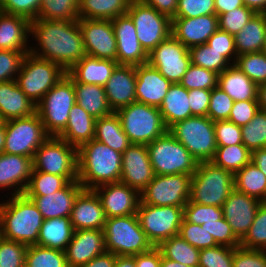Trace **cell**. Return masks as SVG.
<instances>
[{
    "instance_id": "cell-1",
    "label": "cell",
    "mask_w": 266,
    "mask_h": 267,
    "mask_svg": "<svg viewBox=\"0 0 266 267\" xmlns=\"http://www.w3.org/2000/svg\"><path fill=\"white\" fill-rule=\"evenodd\" d=\"M31 36L39 46L31 45L29 53L59 64L66 72L86 55L78 20L35 19Z\"/></svg>"
},
{
    "instance_id": "cell-2",
    "label": "cell",
    "mask_w": 266,
    "mask_h": 267,
    "mask_svg": "<svg viewBox=\"0 0 266 267\" xmlns=\"http://www.w3.org/2000/svg\"><path fill=\"white\" fill-rule=\"evenodd\" d=\"M122 153L92 139L78 148V182L84 189L120 182Z\"/></svg>"
},
{
    "instance_id": "cell-3",
    "label": "cell",
    "mask_w": 266,
    "mask_h": 267,
    "mask_svg": "<svg viewBox=\"0 0 266 267\" xmlns=\"http://www.w3.org/2000/svg\"><path fill=\"white\" fill-rule=\"evenodd\" d=\"M7 198L0 202V236L27 246L36 245L42 214L25 194Z\"/></svg>"
},
{
    "instance_id": "cell-4",
    "label": "cell",
    "mask_w": 266,
    "mask_h": 267,
    "mask_svg": "<svg viewBox=\"0 0 266 267\" xmlns=\"http://www.w3.org/2000/svg\"><path fill=\"white\" fill-rule=\"evenodd\" d=\"M234 189V175L231 172L211 161L199 162L191 176L189 200L202 205L222 207Z\"/></svg>"
},
{
    "instance_id": "cell-5",
    "label": "cell",
    "mask_w": 266,
    "mask_h": 267,
    "mask_svg": "<svg viewBox=\"0 0 266 267\" xmlns=\"http://www.w3.org/2000/svg\"><path fill=\"white\" fill-rule=\"evenodd\" d=\"M105 248L118 256H134L150 250L153 245L142 230L137 214L106 218Z\"/></svg>"
},
{
    "instance_id": "cell-6",
    "label": "cell",
    "mask_w": 266,
    "mask_h": 267,
    "mask_svg": "<svg viewBox=\"0 0 266 267\" xmlns=\"http://www.w3.org/2000/svg\"><path fill=\"white\" fill-rule=\"evenodd\" d=\"M131 144L148 145L168 131L158 107L133 102L116 111Z\"/></svg>"
},
{
    "instance_id": "cell-7",
    "label": "cell",
    "mask_w": 266,
    "mask_h": 267,
    "mask_svg": "<svg viewBox=\"0 0 266 267\" xmlns=\"http://www.w3.org/2000/svg\"><path fill=\"white\" fill-rule=\"evenodd\" d=\"M65 75L66 71L59 64L28 53L23 58L15 81L22 92L37 105Z\"/></svg>"
},
{
    "instance_id": "cell-8",
    "label": "cell",
    "mask_w": 266,
    "mask_h": 267,
    "mask_svg": "<svg viewBox=\"0 0 266 267\" xmlns=\"http://www.w3.org/2000/svg\"><path fill=\"white\" fill-rule=\"evenodd\" d=\"M75 103L73 78L66 72V75L36 105V112L49 136H58L65 129L70 110Z\"/></svg>"
},
{
    "instance_id": "cell-9",
    "label": "cell",
    "mask_w": 266,
    "mask_h": 267,
    "mask_svg": "<svg viewBox=\"0 0 266 267\" xmlns=\"http://www.w3.org/2000/svg\"><path fill=\"white\" fill-rule=\"evenodd\" d=\"M168 131L198 163L213 159L217 149L215 128L214 121L207 116H192L178 121Z\"/></svg>"
},
{
    "instance_id": "cell-10",
    "label": "cell",
    "mask_w": 266,
    "mask_h": 267,
    "mask_svg": "<svg viewBox=\"0 0 266 267\" xmlns=\"http://www.w3.org/2000/svg\"><path fill=\"white\" fill-rule=\"evenodd\" d=\"M155 175H193L198 161L169 131L147 145Z\"/></svg>"
},
{
    "instance_id": "cell-11",
    "label": "cell",
    "mask_w": 266,
    "mask_h": 267,
    "mask_svg": "<svg viewBox=\"0 0 266 267\" xmlns=\"http://www.w3.org/2000/svg\"><path fill=\"white\" fill-rule=\"evenodd\" d=\"M33 170L78 180V148L57 136H49L36 150Z\"/></svg>"
},
{
    "instance_id": "cell-12",
    "label": "cell",
    "mask_w": 266,
    "mask_h": 267,
    "mask_svg": "<svg viewBox=\"0 0 266 267\" xmlns=\"http://www.w3.org/2000/svg\"><path fill=\"white\" fill-rule=\"evenodd\" d=\"M5 146L3 153L34 158L36 150L49 135L38 113L5 121Z\"/></svg>"
},
{
    "instance_id": "cell-13",
    "label": "cell",
    "mask_w": 266,
    "mask_h": 267,
    "mask_svg": "<svg viewBox=\"0 0 266 267\" xmlns=\"http://www.w3.org/2000/svg\"><path fill=\"white\" fill-rule=\"evenodd\" d=\"M184 206H153L140 200L137 217L142 230L153 246L179 235Z\"/></svg>"
},
{
    "instance_id": "cell-14",
    "label": "cell",
    "mask_w": 266,
    "mask_h": 267,
    "mask_svg": "<svg viewBox=\"0 0 266 267\" xmlns=\"http://www.w3.org/2000/svg\"><path fill=\"white\" fill-rule=\"evenodd\" d=\"M127 14L133 20L137 38L148 54L171 35V19L141 0H132Z\"/></svg>"
},
{
    "instance_id": "cell-15",
    "label": "cell",
    "mask_w": 266,
    "mask_h": 267,
    "mask_svg": "<svg viewBox=\"0 0 266 267\" xmlns=\"http://www.w3.org/2000/svg\"><path fill=\"white\" fill-rule=\"evenodd\" d=\"M189 174L155 175L140 193L141 201L153 206H185L190 198Z\"/></svg>"
},
{
    "instance_id": "cell-16",
    "label": "cell",
    "mask_w": 266,
    "mask_h": 267,
    "mask_svg": "<svg viewBox=\"0 0 266 267\" xmlns=\"http://www.w3.org/2000/svg\"><path fill=\"white\" fill-rule=\"evenodd\" d=\"M147 63L172 84L180 83L191 64L189 49L170 35L148 54Z\"/></svg>"
},
{
    "instance_id": "cell-17",
    "label": "cell",
    "mask_w": 266,
    "mask_h": 267,
    "mask_svg": "<svg viewBox=\"0 0 266 267\" xmlns=\"http://www.w3.org/2000/svg\"><path fill=\"white\" fill-rule=\"evenodd\" d=\"M85 54L117 62V42L111 20L79 18Z\"/></svg>"
},
{
    "instance_id": "cell-18",
    "label": "cell",
    "mask_w": 266,
    "mask_h": 267,
    "mask_svg": "<svg viewBox=\"0 0 266 267\" xmlns=\"http://www.w3.org/2000/svg\"><path fill=\"white\" fill-rule=\"evenodd\" d=\"M154 176L147 145L131 144L122 153L120 182L141 193Z\"/></svg>"
},
{
    "instance_id": "cell-19",
    "label": "cell",
    "mask_w": 266,
    "mask_h": 267,
    "mask_svg": "<svg viewBox=\"0 0 266 267\" xmlns=\"http://www.w3.org/2000/svg\"><path fill=\"white\" fill-rule=\"evenodd\" d=\"M93 190L101 201L106 218L137 213L141 196L136 189L116 182L100 185Z\"/></svg>"
},
{
    "instance_id": "cell-20",
    "label": "cell",
    "mask_w": 266,
    "mask_h": 267,
    "mask_svg": "<svg viewBox=\"0 0 266 267\" xmlns=\"http://www.w3.org/2000/svg\"><path fill=\"white\" fill-rule=\"evenodd\" d=\"M117 42V63L119 65H142L148 62V53L137 38L133 20L128 14L111 20Z\"/></svg>"
},
{
    "instance_id": "cell-21",
    "label": "cell",
    "mask_w": 266,
    "mask_h": 267,
    "mask_svg": "<svg viewBox=\"0 0 266 267\" xmlns=\"http://www.w3.org/2000/svg\"><path fill=\"white\" fill-rule=\"evenodd\" d=\"M262 202L234 189L224 202L223 217L230 225L232 232L241 241L248 233L255 214Z\"/></svg>"
},
{
    "instance_id": "cell-22",
    "label": "cell",
    "mask_w": 266,
    "mask_h": 267,
    "mask_svg": "<svg viewBox=\"0 0 266 267\" xmlns=\"http://www.w3.org/2000/svg\"><path fill=\"white\" fill-rule=\"evenodd\" d=\"M218 29V16L216 14L171 19V35L188 49L206 44Z\"/></svg>"
},
{
    "instance_id": "cell-23",
    "label": "cell",
    "mask_w": 266,
    "mask_h": 267,
    "mask_svg": "<svg viewBox=\"0 0 266 267\" xmlns=\"http://www.w3.org/2000/svg\"><path fill=\"white\" fill-rule=\"evenodd\" d=\"M105 252L103 229L74 231L72 239L65 250L68 267H81Z\"/></svg>"
},
{
    "instance_id": "cell-24",
    "label": "cell",
    "mask_w": 266,
    "mask_h": 267,
    "mask_svg": "<svg viewBox=\"0 0 266 267\" xmlns=\"http://www.w3.org/2000/svg\"><path fill=\"white\" fill-rule=\"evenodd\" d=\"M33 158L17 154H0V190L12 188L11 196L24 194L30 182Z\"/></svg>"
},
{
    "instance_id": "cell-25",
    "label": "cell",
    "mask_w": 266,
    "mask_h": 267,
    "mask_svg": "<svg viewBox=\"0 0 266 267\" xmlns=\"http://www.w3.org/2000/svg\"><path fill=\"white\" fill-rule=\"evenodd\" d=\"M113 112L136 101V73L133 65H118L104 85Z\"/></svg>"
},
{
    "instance_id": "cell-26",
    "label": "cell",
    "mask_w": 266,
    "mask_h": 267,
    "mask_svg": "<svg viewBox=\"0 0 266 267\" xmlns=\"http://www.w3.org/2000/svg\"><path fill=\"white\" fill-rule=\"evenodd\" d=\"M74 231L104 229L106 216L93 189H83L77 196L70 215Z\"/></svg>"
},
{
    "instance_id": "cell-27",
    "label": "cell",
    "mask_w": 266,
    "mask_h": 267,
    "mask_svg": "<svg viewBox=\"0 0 266 267\" xmlns=\"http://www.w3.org/2000/svg\"><path fill=\"white\" fill-rule=\"evenodd\" d=\"M136 101L160 107L172 83L148 63L135 66Z\"/></svg>"
},
{
    "instance_id": "cell-28",
    "label": "cell",
    "mask_w": 266,
    "mask_h": 267,
    "mask_svg": "<svg viewBox=\"0 0 266 267\" xmlns=\"http://www.w3.org/2000/svg\"><path fill=\"white\" fill-rule=\"evenodd\" d=\"M84 188L77 181H70L64 188L43 196H27L31 199L43 219L70 217L74 202Z\"/></svg>"
},
{
    "instance_id": "cell-29",
    "label": "cell",
    "mask_w": 266,
    "mask_h": 267,
    "mask_svg": "<svg viewBox=\"0 0 266 267\" xmlns=\"http://www.w3.org/2000/svg\"><path fill=\"white\" fill-rule=\"evenodd\" d=\"M31 21L22 16L0 11V50L29 53Z\"/></svg>"
},
{
    "instance_id": "cell-30",
    "label": "cell",
    "mask_w": 266,
    "mask_h": 267,
    "mask_svg": "<svg viewBox=\"0 0 266 267\" xmlns=\"http://www.w3.org/2000/svg\"><path fill=\"white\" fill-rule=\"evenodd\" d=\"M119 64L110 59H98L85 55L67 73L77 82L104 86Z\"/></svg>"
},
{
    "instance_id": "cell-31",
    "label": "cell",
    "mask_w": 266,
    "mask_h": 267,
    "mask_svg": "<svg viewBox=\"0 0 266 267\" xmlns=\"http://www.w3.org/2000/svg\"><path fill=\"white\" fill-rule=\"evenodd\" d=\"M34 113L36 104L22 92L15 80L0 83V114L5 121Z\"/></svg>"
},
{
    "instance_id": "cell-32",
    "label": "cell",
    "mask_w": 266,
    "mask_h": 267,
    "mask_svg": "<svg viewBox=\"0 0 266 267\" xmlns=\"http://www.w3.org/2000/svg\"><path fill=\"white\" fill-rule=\"evenodd\" d=\"M95 123L96 119L75 103L70 110L65 129L57 137L79 148L94 139Z\"/></svg>"
},
{
    "instance_id": "cell-33",
    "label": "cell",
    "mask_w": 266,
    "mask_h": 267,
    "mask_svg": "<svg viewBox=\"0 0 266 267\" xmlns=\"http://www.w3.org/2000/svg\"><path fill=\"white\" fill-rule=\"evenodd\" d=\"M218 87L234 101L258 100V86L235 65L218 74Z\"/></svg>"
},
{
    "instance_id": "cell-34",
    "label": "cell",
    "mask_w": 266,
    "mask_h": 267,
    "mask_svg": "<svg viewBox=\"0 0 266 267\" xmlns=\"http://www.w3.org/2000/svg\"><path fill=\"white\" fill-rule=\"evenodd\" d=\"M237 56L264 51L266 45V18L256 13L234 36Z\"/></svg>"
},
{
    "instance_id": "cell-35",
    "label": "cell",
    "mask_w": 266,
    "mask_h": 267,
    "mask_svg": "<svg viewBox=\"0 0 266 267\" xmlns=\"http://www.w3.org/2000/svg\"><path fill=\"white\" fill-rule=\"evenodd\" d=\"M159 110L167 128L178 121L192 117L188 90L180 83L172 84Z\"/></svg>"
},
{
    "instance_id": "cell-36",
    "label": "cell",
    "mask_w": 266,
    "mask_h": 267,
    "mask_svg": "<svg viewBox=\"0 0 266 267\" xmlns=\"http://www.w3.org/2000/svg\"><path fill=\"white\" fill-rule=\"evenodd\" d=\"M74 229L70 217H56L43 220L37 245L65 251Z\"/></svg>"
},
{
    "instance_id": "cell-37",
    "label": "cell",
    "mask_w": 266,
    "mask_h": 267,
    "mask_svg": "<svg viewBox=\"0 0 266 267\" xmlns=\"http://www.w3.org/2000/svg\"><path fill=\"white\" fill-rule=\"evenodd\" d=\"M76 103L95 119L113 113L108 104L104 86L77 83L73 79Z\"/></svg>"
},
{
    "instance_id": "cell-38",
    "label": "cell",
    "mask_w": 266,
    "mask_h": 267,
    "mask_svg": "<svg viewBox=\"0 0 266 267\" xmlns=\"http://www.w3.org/2000/svg\"><path fill=\"white\" fill-rule=\"evenodd\" d=\"M94 139L119 153H123L131 145L116 112L96 119Z\"/></svg>"
},
{
    "instance_id": "cell-39",
    "label": "cell",
    "mask_w": 266,
    "mask_h": 267,
    "mask_svg": "<svg viewBox=\"0 0 266 267\" xmlns=\"http://www.w3.org/2000/svg\"><path fill=\"white\" fill-rule=\"evenodd\" d=\"M132 0H79L78 16L86 19L113 20L127 14Z\"/></svg>"
},
{
    "instance_id": "cell-40",
    "label": "cell",
    "mask_w": 266,
    "mask_h": 267,
    "mask_svg": "<svg viewBox=\"0 0 266 267\" xmlns=\"http://www.w3.org/2000/svg\"><path fill=\"white\" fill-rule=\"evenodd\" d=\"M234 184L237 191L266 202V177L253 162L234 175Z\"/></svg>"
},
{
    "instance_id": "cell-41",
    "label": "cell",
    "mask_w": 266,
    "mask_h": 267,
    "mask_svg": "<svg viewBox=\"0 0 266 267\" xmlns=\"http://www.w3.org/2000/svg\"><path fill=\"white\" fill-rule=\"evenodd\" d=\"M157 247L164 258L190 267H198L200 250L189 244L180 235L162 241Z\"/></svg>"
},
{
    "instance_id": "cell-42",
    "label": "cell",
    "mask_w": 266,
    "mask_h": 267,
    "mask_svg": "<svg viewBox=\"0 0 266 267\" xmlns=\"http://www.w3.org/2000/svg\"><path fill=\"white\" fill-rule=\"evenodd\" d=\"M252 152L244 144L217 146L211 162L235 175L251 162Z\"/></svg>"
},
{
    "instance_id": "cell-43",
    "label": "cell",
    "mask_w": 266,
    "mask_h": 267,
    "mask_svg": "<svg viewBox=\"0 0 266 267\" xmlns=\"http://www.w3.org/2000/svg\"><path fill=\"white\" fill-rule=\"evenodd\" d=\"M25 267H68L65 251L31 245L25 254Z\"/></svg>"
},
{
    "instance_id": "cell-44",
    "label": "cell",
    "mask_w": 266,
    "mask_h": 267,
    "mask_svg": "<svg viewBox=\"0 0 266 267\" xmlns=\"http://www.w3.org/2000/svg\"><path fill=\"white\" fill-rule=\"evenodd\" d=\"M79 0H42L36 19L75 21Z\"/></svg>"
},
{
    "instance_id": "cell-45",
    "label": "cell",
    "mask_w": 266,
    "mask_h": 267,
    "mask_svg": "<svg viewBox=\"0 0 266 267\" xmlns=\"http://www.w3.org/2000/svg\"><path fill=\"white\" fill-rule=\"evenodd\" d=\"M190 60L193 65L212 70L221 74L232 64L207 43L189 48Z\"/></svg>"
},
{
    "instance_id": "cell-46",
    "label": "cell",
    "mask_w": 266,
    "mask_h": 267,
    "mask_svg": "<svg viewBox=\"0 0 266 267\" xmlns=\"http://www.w3.org/2000/svg\"><path fill=\"white\" fill-rule=\"evenodd\" d=\"M69 181L64 176L32 170L26 196H43L64 188Z\"/></svg>"
},
{
    "instance_id": "cell-47",
    "label": "cell",
    "mask_w": 266,
    "mask_h": 267,
    "mask_svg": "<svg viewBox=\"0 0 266 267\" xmlns=\"http://www.w3.org/2000/svg\"><path fill=\"white\" fill-rule=\"evenodd\" d=\"M234 65L257 86L266 83L265 51L238 55Z\"/></svg>"
},
{
    "instance_id": "cell-48",
    "label": "cell",
    "mask_w": 266,
    "mask_h": 267,
    "mask_svg": "<svg viewBox=\"0 0 266 267\" xmlns=\"http://www.w3.org/2000/svg\"><path fill=\"white\" fill-rule=\"evenodd\" d=\"M241 132L242 143L251 152L266 148V111L259 110L247 125L241 126Z\"/></svg>"
},
{
    "instance_id": "cell-49",
    "label": "cell",
    "mask_w": 266,
    "mask_h": 267,
    "mask_svg": "<svg viewBox=\"0 0 266 267\" xmlns=\"http://www.w3.org/2000/svg\"><path fill=\"white\" fill-rule=\"evenodd\" d=\"M240 246L266 251V202H262L258 207L254 221L248 233L240 241Z\"/></svg>"
},
{
    "instance_id": "cell-50",
    "label": "cell",
    "mask_w": 266,
    "mask_h": 267,
    "mask_svg": "<svg viewBox=\"0 0 266 267\" xmlns=\"http://www.w3.org/2000/svg\"><path fill=\"white\" fill-rule=\"evenodd\" d=\"M180 84L188 91L192 89L212 90L218 86V74L191 63Z\"/></svg>"
},
{
    "instance_id": "cell-51",
    "label": "cell",
    "mask_w": 266,
    "mask_h": 267,
    "mask_svg": "<svg viewBox=\"0 0 266 267\" xmlns=\"http://www.w3.org/2000/svg\"><path fill=\"white\" fill-rule=\"evenodd\" d=\"M223 217L222 207L202 205L190 200L183 208V219L186 222L202 225L215 222Z\"/></svg>"
},
{
    "instance_id": "cell-52",
    "label": "cell",
    "mask_w": 266,
    "mask_h": 267,
    "mask_svg": "<svg viewBox=\"0 0 266 267\" xmlns=\"http://www.w3.org/2000/svg\"><path fill=\"white\" fill-rule=\"evenodd\" d=\"M255 14L256 12L254 10L245 5L220 14L218 15L219 30L235 36Z\"/></svg>"
},
{
    "instance_id": "cell-53",
    "label": "cell",
    "mask_w": 266,
    "mask_h": 267,
    "mask_svg": "<svg viewBox=\"0 0 266 267\" xmlns=\"http://www.w3.org/2000/svg\"><path fill=\"white\" fill-rule=\"evenodd\" d=\"M234 249L221 245L202 249L198 267H233Z\"/></svg>"
},
{
    "instance_id": "cell-54",
    "label": "cell",
    "mask_w": 266,
    "mask_h": 267,
    "mask_svg": "<svg viewBox=\"0 0 266 267\" xmlns=\"http://www.w3.org/2000/svg\"><path fill=\"white\" fill-rule=\"evenodd\" d=\"M179 235L199 250L212 248L218 245L213 236L208 233L204 227L186 222L184 219L179 229Z\"/></svg>"
},
{
    "instance_id": "cell-55",
    "label": "cell",
    "mask_w": 266,
    "mask_h": 267,
    "mask_svg": "<svg viewBox=\"0 0 266 267\" xmlns=\"http://www.w3.org/2000/svg\"><path fill=\"white\" fill-rule=\"evenodd\" d=\"M27 247L0 236V267H25Z\"/></svg>"
},
{
    "instance_id": "cell-56",
    "label": "cell",
    "mask_w": 266,
    "mask_h": 267,
    "mask_svg": "<svg viewBox=\"0 0 266 267\" xmlns=\"http://www.w3.org/2000/svg\"><path fill=\"white\" fill-rule=\"evenodd\" d=\"M233 104L234 100L217 86L211 91L207 117L212 121L228 120Z\"/></svg>"
},
{
    "instance_id": "cell-57",
    "label": "cell",
    "mask_w": 266,
    "mask_h": 267,
    "mask_svg": "<svg viewBox=\"0 0 266 267\" xmlns=\"http://www.w3.org/2000/svg\"><path fill=\"white\" fill-rule=\"evenodd\" d=\"M41 3L42 0H0V11L33 21L38 16Z\"/></svg>"
},
{
    "instance_id": "cell-58",
    "label": "cell",
    "mask_w": 266,
    "mask_h": 267,
    "mask_svg": "<svg viewBox=\"0 0 266 267\" xmlns=\"http://www.w3.org/2000/svg\"><path fill=\"white\" fill-rule=\"evenodd\" d=\"M201 226L213 236L218 245L231 248L240 246V240L232 232L230 225L227 223V220L224 217L215 222H206Z\"/></svg>"
},
{
    "instance_id": "cell-59",
    "label": "cell",
    "mask_w": 266,
    "mask_h": 267,
    "mask_svg": "<svg viewBox=\"0 0 266 267\" xmlns=\"http://www.w3.org/2000/svg\"><path fill=\"white\" fill-rule=\"evenodd\" d=\"M26 54L13 50H0V83L15 80Z\"/></svg>"
},
{
    "instance_id": "cell-60",
    "label": "cell",
    "mask_w": 266,
    "mask_h": 267,
    "mask_svg": "<svg viewBox=\"0 0 266 267\" xmlns=\"http://www.w3.org/2000/svg\"><path fill=\"white\" fill-rule=\"evenodd\" d=\"M216 14L214 0H178L175 17L194 18Z\"/></svg>"
},
{
    "instance_id": "cell-61",
    "label": "cell",
    "mask_w": 266,
    "mask_h": 267,
    "mask_svg": "<svg viewBox=\"0 0 266 267\" xmlns=\"http://www.w3.org/2000/svg\"><path fill=\"white\" fill-rule=\"evenodd\" d=\"M217 146H231L242 143L241 126L229 120L214 121Z\"/></svg>"
},
{
    "instance_id": "cell-62",
    "label": "cell",
    "mask_w": 266,
    "mask_h": 267,
    "mask_svg": "<svg viewBox=\"0 0 266 267\" xmlns=\"http://www.w3.org/2000/svg\"><path fill=\"white\" fill-rule=\"evenodd\" d=\"M207 44L222 56H224L232 65L237 59L234 36L228 32L217 30L207 41Z\"/></svg>"
},
{
    "instance_id": "cell-63",
    "label": "cell",
    "mask_w": 266,
    "mask_h": 267,
    "mask_svg": "<svg viewBox=\"0 0 266 267\" xmlns=\"http://www.w3.org/2000/svg\"><path fill=\"white\" fill-rule=\"evenodd\" d=\"M233 267H266V251L236 247Z\"/></svg>"
},
{
    "instance_id": "cell-64",
    "label": "cell",
    "mask_w": 266,
    "mask_h": 267,
    "mask_svg": "<svg viewBox=\"0 0 266 267\" xmlns=\"http://www.w3.org/2000/svg\"><path fill=\"white\" fill-rule=\"evenodd\" d=\"M259 110L258 100L234 101L228 120L238 126H244Z\"/></svg>"
},
{
    "instance_id": "cell-65",
    "label": "cell",
    "mask_w": 266,
    "mask_h": 267,
    "mask_svg": "<svg viewBox=\"0 0 266 267\" xmlns=\"http://www.w3.org/2000/svg\"><path fill=\"white\" fill-rule=\"evenodd\" d=\"M211 91L206 89L188 91L190 110L193 116H207Z\"/></svg>"
},
{
    "instance_id": "cell-66",
    "label": "cell",
    "mask_w": 266,
    "mask_h": 267,
    "mask_svg": "<svg viewBox=\"0 0 266 267\" xmlns=\"http://www.w3.org/2000/svg\"><path fill=\"white\" fill-rule=\"evenodd\" d=\"M133 257L136 267H161V251L157 246Z\"/></svg>"
},
{
    "instance_id": "cell-67",
    "label": "cell",
    "mask_w": 266,
    "mask_h": 267,
    "mask_svg": "<svg viewBox=\"0 0 266 267\" xmlns=\"http://www.w3.org/2000/svg\"><path fill=\"white\" fill-rule=\"evenodd\" d=\"M150 7L156 9L159 13L168 16L170 19L175 17L178 0H141Z\"/></svg>"
},
{
    "instance_id": "cell-68",
    "label": "cell",
    "mask_w": 266,
    "mask_h": 267,
    "mask_svg": "<svg viewBox=\"0 0 266 267\" xmlns=\"http://www.w3.org/2000/svg\"><path fill=\"white\" fill-rule=\"evenodd\" d=\"M115 260L116 255L106 251L81 267H115Z\"/></svg>"
},
{
    "instance_id": "cell-69",
    "label": "cell",
    "mask_w": 266,
    "mask_h": 267,
    "mask_svg": "<svg viewBox=\"0 0 266 267\" xmlns=\"http://www.w3.org/2000/svg\"><path fill=\"white\" fill-rule=\"evenodd\" d=\"M214 4L217 16L232 11L234 8L244 6L242 0H214Z\"/></svg>"
},
{
    "instance_id": "cell-70",
    "label": "cell",
    "mask_w": 266,
    "mask_h": 267,
    "mask_svg": "<svg viewBox=\"0 0 266 267\" xmlns=\"http://www.w3.org/2000/svg\"><path fill=\"white\" fill-rule=\"evenodd\" d=\"M251 162H253L266 177V148L253 150Z\"/></svg>"
},
{
    "instance_id": "cell-71",
    "label": "cell",
    "mask_w": 266,
    "mask_h": 267,
    "mask_svg": "<svg viewBox=\"0 0 266 267\" xmlns=\"http://www.w3.org/2000/svg\"><path fill=\"white\" fill-rule=\"evenodd\" d=\"M244 5L256 13H262L266 7V0H242Z\"/></svg>"
},
{
    "instance_id": "cell-72",
    "label": "cell",
    "mask_w": 266,
    "mask_h": 267,
    "mask_svg": "<svg viewBox=\"0 0 266 267\" xmlns=\"http://www.w3.org/2000/svg\"><path fill=\"white\" fill-rule=\"evenodd\" d=\"M115 267H136L133 256L116 255Z\"/></svg>"
},
{
    "instance_id": "cell-73",
    "label": "cell",
    "mask_w": 266,
    "mask_h": 267,
    "mask_svg": "<svg viewBox=\"0 0 266 267\" xmlns=\"http://www.w3.org/2000/svg\"><path fill=\"white\" fill-rule=\"evenodd\" d=\"M257 99L259 109L266 111V83L258 85Z\"/></svg>"
},
{
    "instance_id": "cell-74",
    "label": "cell",
    "mask_w": 266,
    "mask_h": 267,
    "mask_svg": "<svg viewBox=\"0 0 266 267\" xmlns=\"http://www.w3.org/2000/svg\"><path fill=\"white\" fill-rule=\"evenodd\" d=\"M161 267H190V266L170 260L168 258H164L161 254Z\"/></svg>"
},
{
    "instance_id": "cell-75",
    "label": "cell",
    "mask_w": 266,
    "mask_h": 267,
    "mask_svg": "<svg viewBox=\"0 0 266 267\" xmlns=\"http://www.w3.org/2000/svg\"><path fill=\"white\" fill-rule=\"evenodd\" d=\"M5 123L0 127V154L4 151L5 146Z\"/></svg>"
},
{
    "instance_id": "cell-76",
    "label": "cell",
    "mask_w": 266,
    "mask_h": 267,
    "mask_svg": "<svg viewBox=\"0 0 266 267\" xmlns=\"http://www.w3.org/2000/svg\"><path fill=\"white\" fill-rule=\"evenodd\" d=\"M5 123L3 116L0 114V127Z\"/></svg>"
},
{
    "instance_id": "cell-77",
    "label": "cell",
    "mask_w": 266,
    "mask_h": 267,
    "mask_svg": "<svg viewBox=\"0 0 266 267\" xmlns=\"http://www.w3.org/2000/svg\"><path fill=\"white\" fill-rule=\"evenodd\" d=\"M261 14L266 18V7H265V9L262 11Z\"/></svg>"
}]
</instances>
